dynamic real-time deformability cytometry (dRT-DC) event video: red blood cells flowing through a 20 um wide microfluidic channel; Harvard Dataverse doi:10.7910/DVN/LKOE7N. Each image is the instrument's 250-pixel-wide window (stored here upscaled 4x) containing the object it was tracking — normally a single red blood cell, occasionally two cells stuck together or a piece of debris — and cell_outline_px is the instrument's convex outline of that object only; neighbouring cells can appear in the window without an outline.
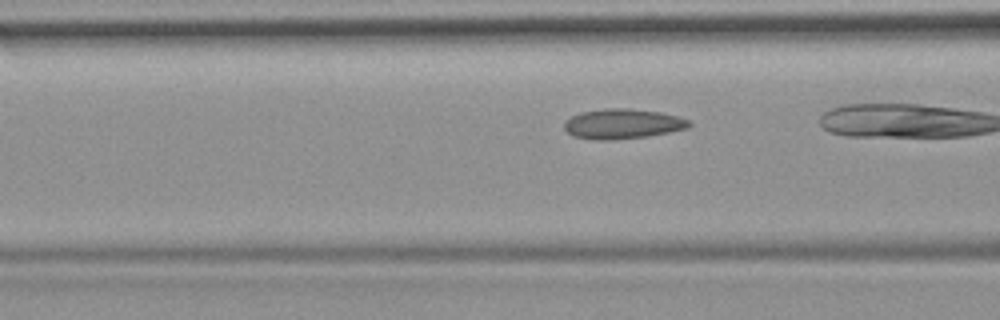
{"species": "common noctule bat (a hibernating species)", "species_latin": "Nyctalus noctula", "temperature_condition": "room temperature", "stored_images_in_passage": 26, "camera_frame_rate_fps": 3000, "um_per_image_px": 0.085, "animal": {"sex": "female", "body_mass_g": 19.9}, "frame": {"image": 1, "passage_image": 5, "time_ms": 1.333, "image_size_px": [1000, 320], "cell_outline_px": [[692, 124], [688, 128], [648, 136], [612, 140], [596, 140], [572, 136], [564, 128], [564, 120], [580, 112], [604, 108], [628, 108], [660, 112], [676, 116], [688, 120]], "centroid_in_image_um": [52.88, 10.52], "position_along_channel_um": 113.7, "area_um2": 21.85}}